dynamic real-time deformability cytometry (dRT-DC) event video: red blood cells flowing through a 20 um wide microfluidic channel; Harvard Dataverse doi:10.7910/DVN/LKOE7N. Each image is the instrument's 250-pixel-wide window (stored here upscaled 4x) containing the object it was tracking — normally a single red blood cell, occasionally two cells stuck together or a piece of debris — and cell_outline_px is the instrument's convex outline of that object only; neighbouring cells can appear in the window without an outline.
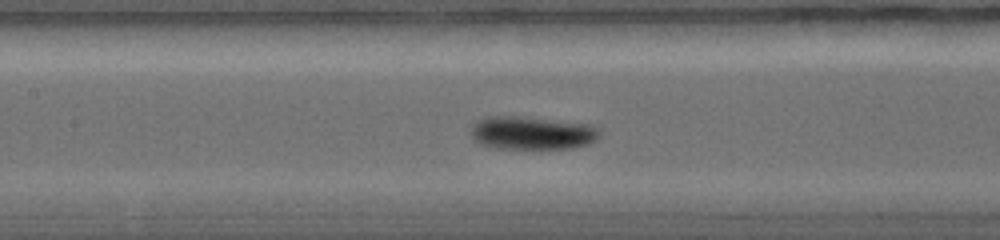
{"species": "common noctule bat (a hibernating species)", "species_latin": "Nyctalus noctula", "temperature_condition": "warm", "stored_images_in_passage": 21, "camera_frame_rate_fps": 5000, "um_per_image_px": 0.085, "animal": {"sex": "female", "body_mass_g": 19.0, "forearm_length_mm": 56.7}, "frame": {"image": 1, "passage_image": 9, "time_ms": 4.2, "image_size_px": [1000, 240], "cell_outline_px": [[600, 136], [596, 140], [588, 144], [572, 148], [492, 148], [480, 144], [472, 140], [472, 124], [476, 120], [488, 116], [520, 116], [588, 124], [600, 128]], "centroid_in_image_um": [45.2, 11.3], "position_along_channel_um": 162.2, "area_um2": 25.03}}
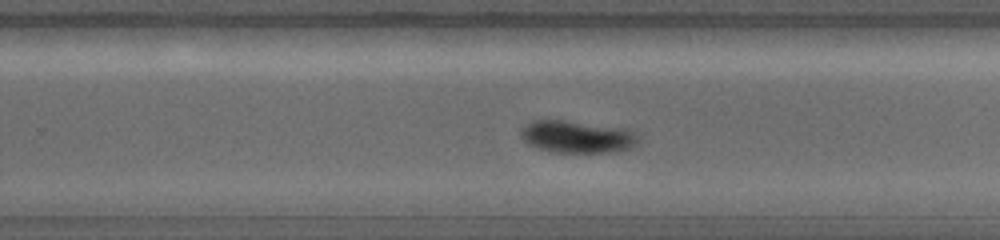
{"frame": {"image": 2, "passage_image": 14, "time_ms": 6.6, "image_size_px": [1000, 240], "cell_outline_px": [[640, 136], [636, 144], [628, 148], [616, 152], [552, 152], [528, 144], [520, 136], [520, 128], [532, 120], [564, 120], [624, 128]], "centroid_in_image_um": [49.02, 11.62], "position_along_channel_um": 280.8, "area_um2": 22.02}}
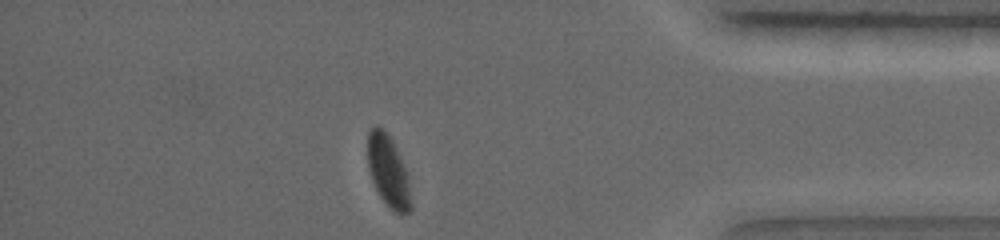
{"frame": {"image": 3, "passage_image": 20, "time_ms": 9.6, "image_size_px": [1000, 240], "cell_outline_px": [[412, 208], [408, 212], [396, 212], [380, 196], [372, 180], [368, 168], [368, 132], [376, 124], [384, 128], [392, 140], [408, 172], [412, 204]], "centroid_in_image_um": [33.02, 14.5], "position_along_channel_um": 402.2, "area_um2": 18.03}}